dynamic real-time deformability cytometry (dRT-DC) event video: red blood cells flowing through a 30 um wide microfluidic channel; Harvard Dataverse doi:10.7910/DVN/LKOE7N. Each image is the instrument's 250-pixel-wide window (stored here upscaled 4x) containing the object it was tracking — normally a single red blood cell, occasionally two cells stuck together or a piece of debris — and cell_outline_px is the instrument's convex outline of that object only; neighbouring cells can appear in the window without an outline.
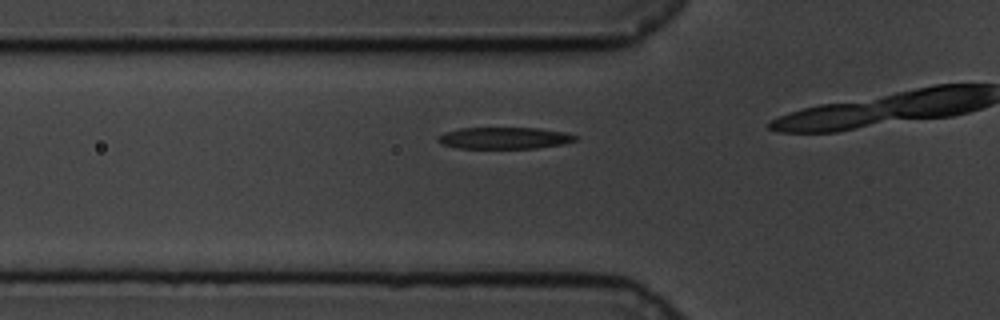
{"species": "common noctule bat (a hibernating species)", "species_latin": "Nyctalus noctula", "temperature_condition": "cold", "stored_images_in_passage": 11, "camera_frame_rate_fps": 3000, "um_per_image_px": 0.085, "animal": {"sex": "male", "body_mass_g": 19.5, "forearm_length_mm": 54.6}, "frame": {"image": 1, "passage_image": 7, "time_ms": 2.0, "image_size_px": [1000, 320], "cell_outline_px": [[580, 136], [576, 140], [564, 144], [536, 148], [456, 148], [440, 144], [436, 140], [440, 136], [448, 132], [460, 128], [540, 128], [564, 132]], "centroid_in_image_um": [42.91, 11.74], "position_along_channel_um": 82.9, "area_um2": 17.34}}
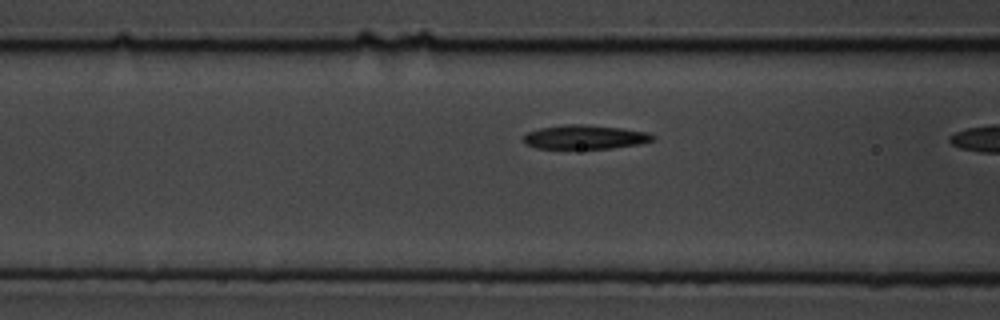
{"frame": {"image": 2, "passage_image": 10, "time_ms": 3.0, "image_size_px": [1000, 320], "cell_outline_px": [[656, 140], [640, 144], [612, 148], [536, 148], [524, 144], [524, 136], [528, 132], [540, 128], [564, 124], [580, 124], [620, 128], [648, 132], [656, 136]], "centroid_in_image_um": [49.75, 11.65], "position_along_channel_um": 116.8, "area_um2": 18.09}}